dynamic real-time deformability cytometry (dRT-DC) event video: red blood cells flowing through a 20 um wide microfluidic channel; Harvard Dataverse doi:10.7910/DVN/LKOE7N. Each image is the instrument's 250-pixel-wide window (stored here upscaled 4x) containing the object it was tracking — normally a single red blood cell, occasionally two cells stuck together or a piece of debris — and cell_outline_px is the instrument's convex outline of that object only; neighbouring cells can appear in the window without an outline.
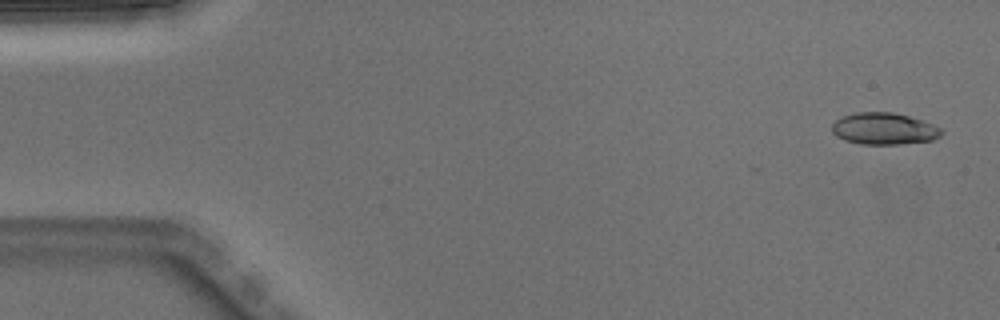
{"species": "Egyptian fruit bat (a non-hibernating species)", "species_latin": "Rousettus aegyptiacus", "temperature_condition": "warm", "stored_images_in_passage": 4, "camera_frame_rate_fps": 3000, "um_per_image_px": 0.085, "animal": {"sex": "male"}, "frame": {"image": 1, "passage_image": 1, "time_ms": 0.0, "image_size_px": [1000, 320], "cell_outline_px": [[944, 132], [940, 136], [932, 140], [900, 144], [860, 144], [844, 140], [836, 136], [832, 132], [832, 124], [836, 120], [844, 116], [856, 112], [892, 112], [908, 116], [932, 124], [940, 128]], "centroid_in_image_um": [75.12, 10.94], "position_along_channel_um": 9.9, "area_um2": 20.17}}
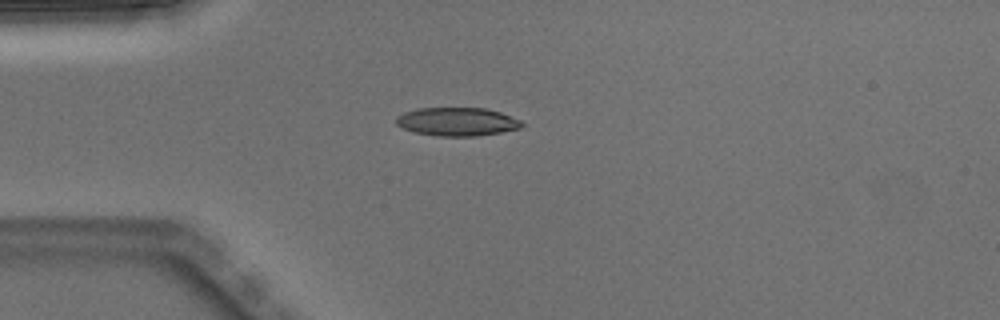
{"frame": {"image": 2, "passage_image": 4, "time_ms": 1.0, "image_size_px": [1000, 320], "cell_outline_px": [[524, 124], [520, 128], [500, 132], [476, 136], [440, 136], [416, 132], [404, 128], [396, 124], [396, 116], [404, 112], [416, 108], [484, 108], [500, 112], [520, 120]], "centroid_in_image_um": [38.84, 10.33], "position_along_channel_um": 46.2, "area_um2": 20.63}}